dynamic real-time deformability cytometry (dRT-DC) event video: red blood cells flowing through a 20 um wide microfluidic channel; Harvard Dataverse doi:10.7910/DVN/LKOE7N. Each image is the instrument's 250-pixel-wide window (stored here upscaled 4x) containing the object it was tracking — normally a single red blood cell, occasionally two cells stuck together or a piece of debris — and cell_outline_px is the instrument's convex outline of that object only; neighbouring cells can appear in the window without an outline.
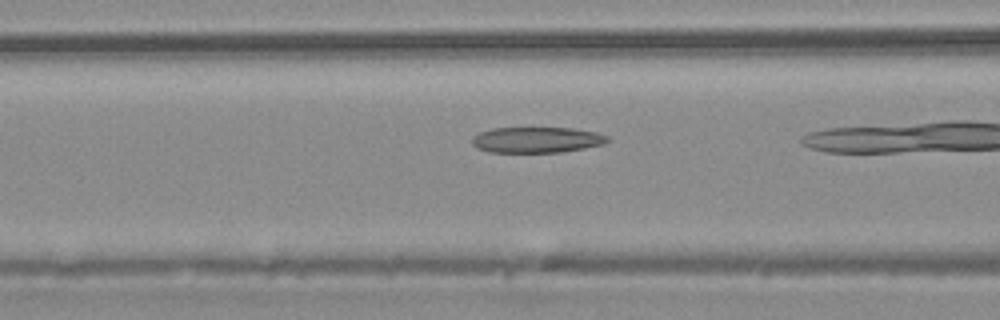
{"species": "common noctule bat (a hibernating species)", "species_latin": "Nyctalus noctula", "temperature_condition": "warm", "stored_images_in_passage": 19, "camera_frame_rate_fps": 3000, "um_per_image_px": 0.085, "animal": {"sex": "male", "body_mass_g": 20.4}, "frame": {"image": 1, "passage_image": 4, "time_ms": 1.0, "image_size_px": [1000, 320], "cell_outline_px": [[608, 140], [604, 144], [584, 148], [560, 152], [488, 152], [476, 148], [472, 144], [472, 136], [480, 132], [492, 128], [572, 128], [596, 132], [608, 136]], "centroid_in_image_um": [45.59, 11.89], "position_along_channel_um": 121.0, "area_um2": 20.35}}
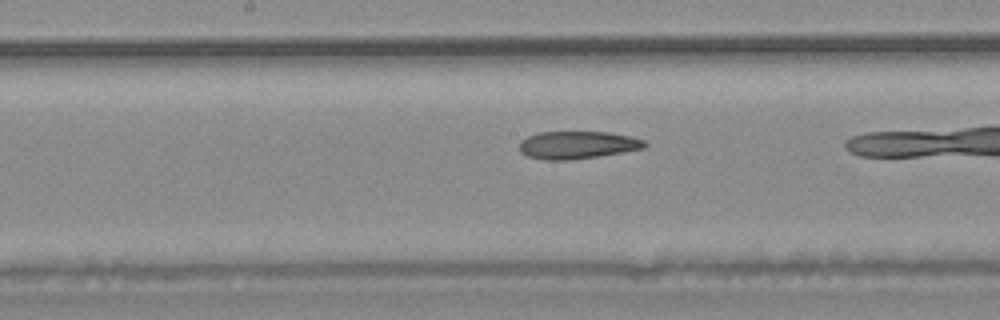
{"frame": {"image": 2, "passage_image": 9, "time_ms": 2.667, "image_size_px": [1000, 320], "cell_outline_px": [[648, 144], [644, 148], [596, 156], [568, 160], [544, 160], [528, 156], [520, 152], [520, 140], [528, 136], [540, 132], [608, 132], [632, 136], [644, 140]], "centroid_in_image_um": [49.07, 12.31], "position_along_channel_um": 199.1, "area_um2": 20.06}}